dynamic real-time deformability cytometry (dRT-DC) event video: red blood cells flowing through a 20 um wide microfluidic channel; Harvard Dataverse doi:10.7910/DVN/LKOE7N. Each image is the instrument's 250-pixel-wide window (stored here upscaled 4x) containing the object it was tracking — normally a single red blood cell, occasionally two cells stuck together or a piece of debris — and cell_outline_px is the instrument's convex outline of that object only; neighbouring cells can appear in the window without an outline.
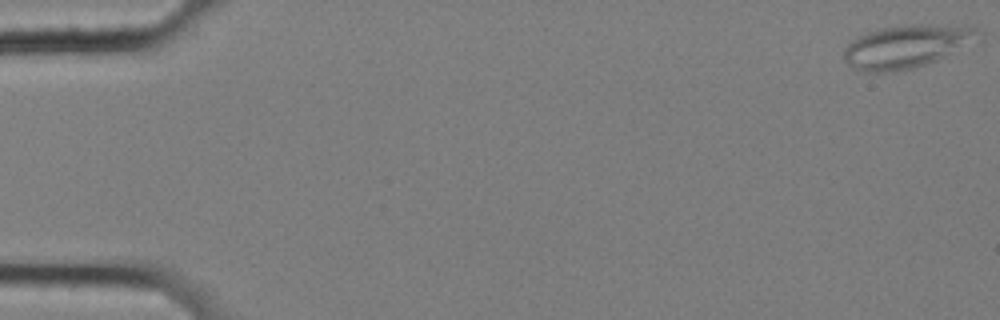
{"species": "common noctule bat (a hibernating species)", "species_latin": "Nyctalus noctula", "temperature_condition": "cold", "stored_images_in_passage": 58, "segment_of_instrument_passage": [1, 2], "camera_frame_rate_fps": 3000, "um_per_image_px": 0.085, "animal": {"sex": "female", "body_mass_g": 25.1}, "frame": {"image": 1, "passage_image": 1, "time_ms": 0.0, "image_size_px": [1000, 320], "cell_outline_px": [[984, 40], [936, 60], [912, 68], [896, 72], [860, 72], [852, 68], [844, 60], [844, 48], [856, 36], [880, 28], [908, 24], [976, 24], [984, 32]], "centroid_in_image_um": [77.22, 3.9], "position_along_channel_um": 7.8, "area_um2": 35.14}}